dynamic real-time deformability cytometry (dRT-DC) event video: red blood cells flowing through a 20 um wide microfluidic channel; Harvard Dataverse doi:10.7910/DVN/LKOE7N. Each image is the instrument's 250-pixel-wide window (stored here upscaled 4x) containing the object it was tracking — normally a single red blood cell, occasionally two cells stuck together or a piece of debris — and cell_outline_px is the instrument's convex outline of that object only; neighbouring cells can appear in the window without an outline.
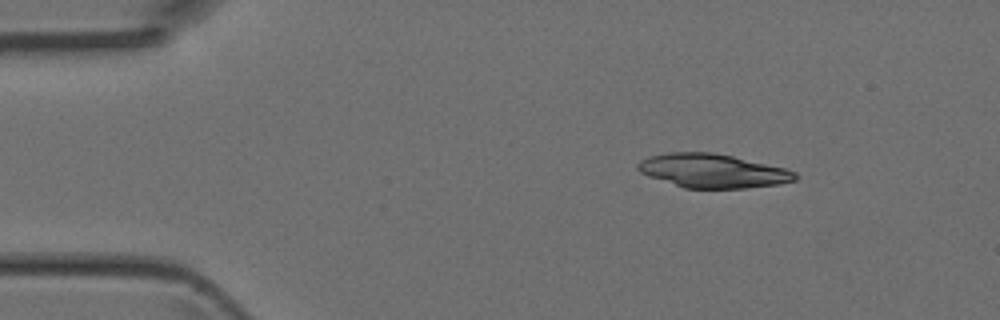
{"species": "Egyptian fruit bat (a non-hibernating species)", "species_latin": "Rousettus aegyptiacus", "temperature_condition": "room temperature", "stored_images_in_passage": 4, "camera_frame_rate_fps": 3000, "um_per_image_px": 0.085, "animal": {"sex": "female"}, "frame": {"image": 1, "passage_image": 2, "time_ms": 0.333, "image_size_px": [1000, 320], "cell_outline_px": [[800, 176], [796, 180], [780, 184], [744, 188], [684, 188], [648, 176], [640, 172], [636, 168], [636, 164], [640, 160], [648, 156], [668, 152], [712, 152], [732, 156], [784, 168], [796, 172]], "centroid_in_image_um": [60.55, 14.52], "position_along_channel_um": 24.4, "area_um2": 31.1}}